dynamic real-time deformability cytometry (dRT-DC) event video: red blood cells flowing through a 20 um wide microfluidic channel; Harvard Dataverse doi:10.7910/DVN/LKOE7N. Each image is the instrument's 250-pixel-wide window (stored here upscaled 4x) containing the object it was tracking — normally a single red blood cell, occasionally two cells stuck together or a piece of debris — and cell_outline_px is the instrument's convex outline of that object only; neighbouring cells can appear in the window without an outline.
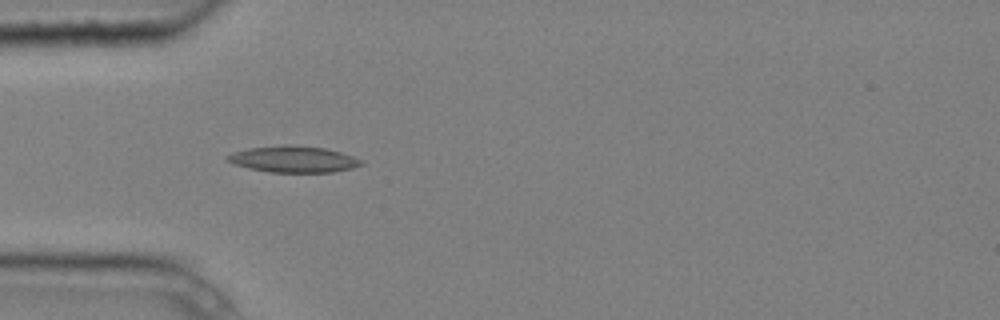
{"species": "common noctule bat (a hibernating species)", "species_latin": "Nyctalus noctula", "temperature_condition": "cold", "stored_images_in_passage": 6, "camera_frame_rate_fps": 3000, "um_per_image_px": 0.085, "animal": {"sex": "male", "body_mass_g": 20.4}, "frame": {"image": 1, "passage_image": 5, "time_ms": 1.333, "image_size_px": [1000, 320], "cell_outline_px": [[364, 164], [352, 168], [332, 172], [268, 172], [248, 168], [236, 164], [228, 160], [224, 156], [248, 148], [324, 148], [340, 152], [364, 160]], "centroid_in_image_um": [25.01, 13.59], "position_along_channel_um": 60.0, "area_um2": 19.36}}
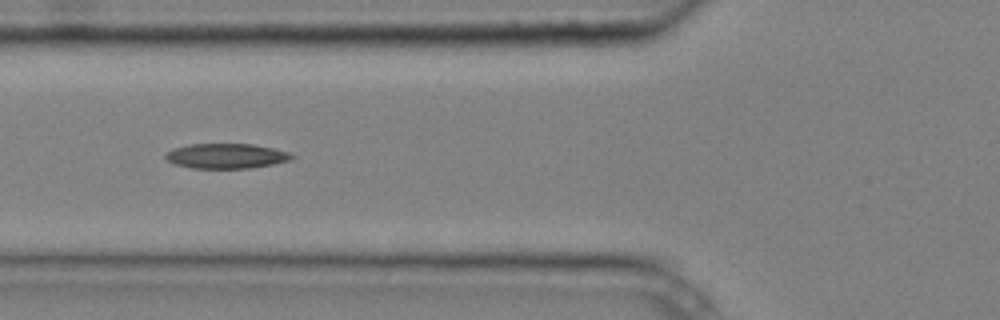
{"frame": {"image": 2, "passage_image": 6, "time_ms": 1.667, "image_size_px": [1000, 320], "cell_outline_px": [[296, 156], [292, 160], [252, 168], [192, 168], [176, 164], [168, 160], [164, 156], [168, 152], [176, 148], [188, 144], [252, 144], [272, 148], [288, 152]], "centroid_in_image_um": [19.28, 13.26], "position_along_channel_um": 106.5, "area_um2": 18.21}}